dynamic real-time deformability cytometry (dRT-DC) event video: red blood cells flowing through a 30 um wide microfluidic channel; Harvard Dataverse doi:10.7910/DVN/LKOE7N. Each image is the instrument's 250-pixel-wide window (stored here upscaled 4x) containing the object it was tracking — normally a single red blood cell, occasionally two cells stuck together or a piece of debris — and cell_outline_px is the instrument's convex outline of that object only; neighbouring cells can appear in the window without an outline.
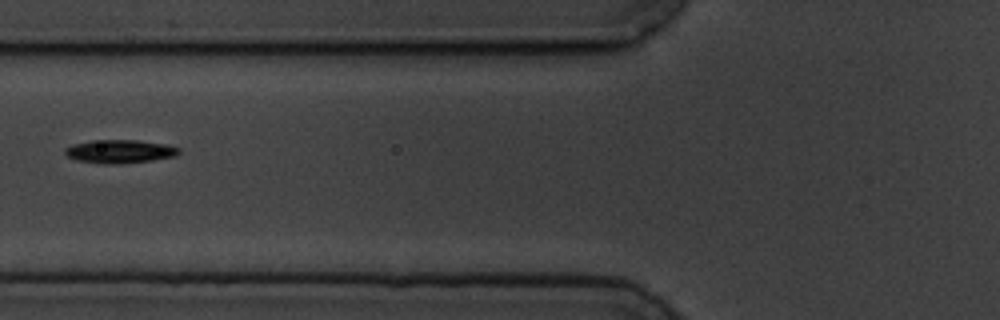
{"species": "common noctule bat (a hibernating species)", "species_latin": "Nyctalus noctula", "temperature_condition": "cold", "stored_images_in_passage": 8, "camera_frame_rate_fps": 3000, "um_per_image_px": 0.085, "animal": {"sex": "male", "body_mass_g": 19.5, "forearm_length_mm": 54.6}, "frame": {"image": 1, "passage_image": 4, "time_ms": 3.667, "image_size_px": [1000, 320], "cell_outline_px": [[180, 152], [176, 156], [152, 160], [116, 164], [104, 164], [76, 160], [68, 156], [64, 152], [64, 148], [72, 144], [92, 140], [136, 140], [168, 144], [180, 148]], "centroid_in_image_um": [10.18, 12.86], "position_along_channel_um": 115.6, "area_um2": 15.61}}
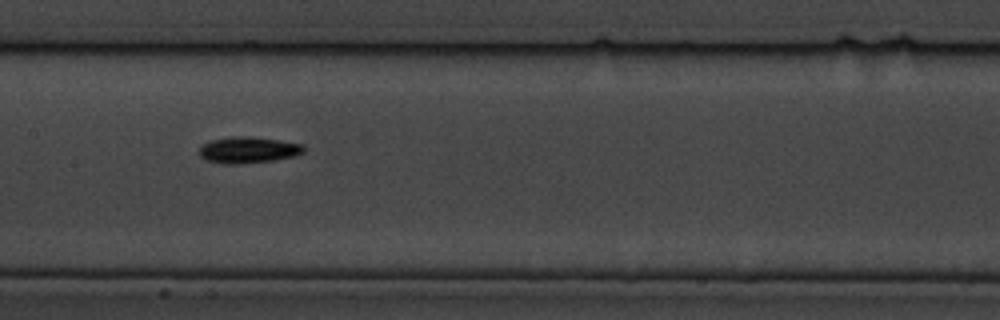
{"frame": {"image": 2, "passage_image": 6, "time_ms": 5.667, "image_size_px": [1000, 320], "cell_outline_px": [[304, 152], [296, 156], [272, 160], [236, 164], [224, 164], [208, 160], [200, 156], [200, 144], [208, 140], [236, 136], [240, 136], [280, 140], [304, 144]], "centroid_in_image_um": [21.09, 12.74], "position_along_channel_um": 186.3, "area_um2": 15.95}}
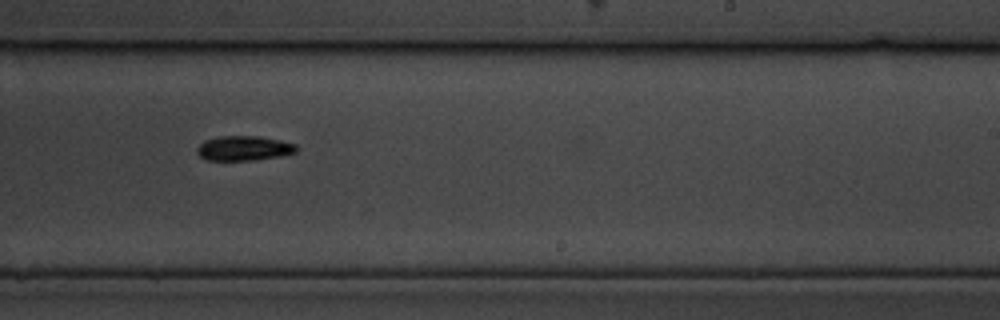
{"frame": {"image": 3, "passage_image": 8, "time_ms": 8.0, "image_size_px": [1000, 320], "cell_outline_px": [[296, 152], [280, 156], [252, 160], [208, 160], [200, 156], [196, 152], [196, 148], [204, 140], [216, 136], [260, 136], [280, 140], [296, 144]], "centroid_in_image_um": [20.7, 12.59], "position_along_channel_um": 268.3, "area_um2": 14.33}}